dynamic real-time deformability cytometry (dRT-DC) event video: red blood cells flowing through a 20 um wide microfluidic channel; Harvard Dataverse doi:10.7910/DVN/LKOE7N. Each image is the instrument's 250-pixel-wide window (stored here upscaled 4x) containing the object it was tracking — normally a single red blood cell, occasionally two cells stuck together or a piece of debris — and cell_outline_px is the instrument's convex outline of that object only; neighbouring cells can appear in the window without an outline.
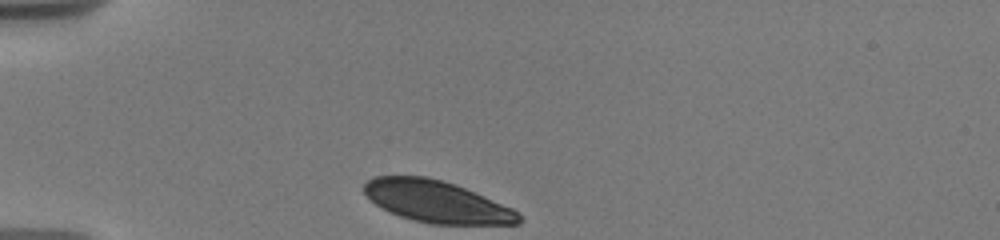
{"species": "human", "species_latin": "Homo sapiens", "temperature_condition": "warm", "stored_images_in_passage": 19, "camera_frame_rate_fps": 3000, "um_per_image_px": 0.085, "donor": {"sex": "male"}, "frame": {"image": 1, "passage_image": 1, "time_ms": 0.0, "image_size_px": [1000, 240], "cell_outline_px": [[524, 220], [520, 224], [432, 224], [412, 220], [400, 216], [380, 208], [364, 192], [364, 184], [372, 176], [428, 176], [444, 180], [456, 184], [512, 208], [520, 212]], "centroid_in_image_um": [37.15, 17.14], "position_along_channel_um": 47.9, "area_um2": 37.92}}
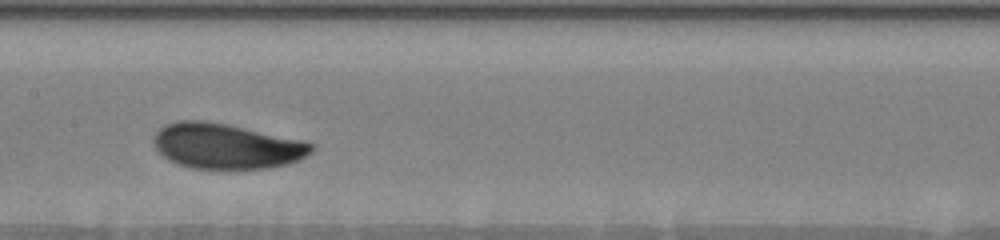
{"frame": {"image": 2, "passage_image": 9, "time_ms": 4.667, "image_size_px": [1000, 240], "cell_outline_px": [[316, 144], [312, 152], [300, 160], [288, 164], [272, 168], [192, 168], [168, 160], [156, 148], [152, 140], [156, 132], [164, 124], [180, 120], [204, 120], [224, 124], [300, 140]], "centroid_in_image_um": [19.24, 12.42], "position_along_channel_um": 188.2, "area_um2": 41.33}}
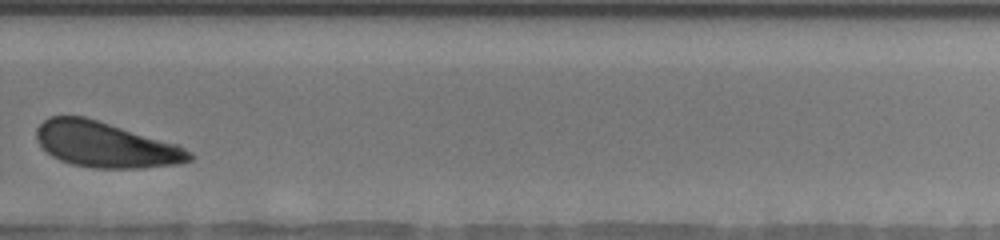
{"frame": {"image": 3, "passage_image": 15, "time_ms": 8.333, "image_size_px": [1000, 240], "cell_outline_px": [[192, 160], [180, 164], [144, 168], [92, 168], [72, 164], [60, 160], [52, 156], [36, 140], [36, 128], [48, 116], [84, 116], [176, 144], [192, 152]], "centroid_in_image_um": [8.96, 12.31], "position_along_channel_um": 320.8, "area_um2": 40.34}, "authors_computed_cell_mechanics": {"area_um2": 41.0958, "velocity_mm_per_s": 3.6338, "shape_relaxation_time_tau1_ms": 2.4117, "shape_relaxation_time_tau2_ms": null, "deformation_change_tau1": 0.0913, "deformation_change_tau2": null}}